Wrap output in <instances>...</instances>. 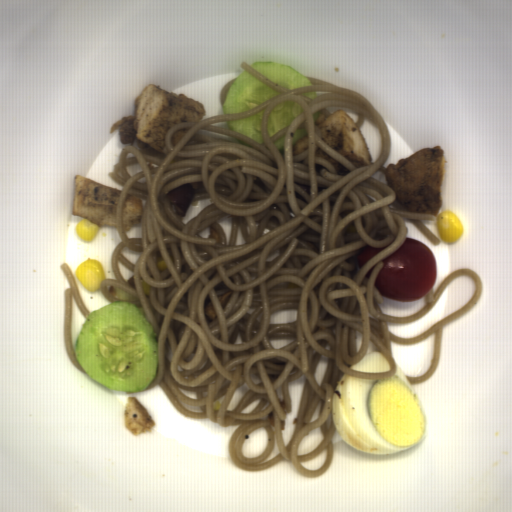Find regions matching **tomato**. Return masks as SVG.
<instances>
[{"mask_svg": "<svg viewBox=\"0 0 512 512\" xmlns=\"http://www.w3.org/2000/svg\"><path fill=\"white\" fill-rule=\"evenodd\" d=\"M384 248H370L368 245L363 248L362 252L360 254H357V262L358 267L361 268L362 265L368 261L371 257L376 255L378 252L383 250Z\"/></svg>", "mask_w": 512, "mask_h": 512, "instance_id": "da07e99c", "label": "tomato"}, {"mask_svg": "<svg viewBox=\"0 0 512 512\" xmlns=\"http://www.w3.org/2000/svg\"><path fill=\"white\" fill-rule=\"evenodd\" d=\"M382 262L374 287L388 299L414 301L423 298L434 286L436 259L423 243L405 237L402 246Z\"/></svg>", "mask_w": 512, "mask_h": 512, "instance_id": "512abeb7", "label": "tomato"}]
</instances>
